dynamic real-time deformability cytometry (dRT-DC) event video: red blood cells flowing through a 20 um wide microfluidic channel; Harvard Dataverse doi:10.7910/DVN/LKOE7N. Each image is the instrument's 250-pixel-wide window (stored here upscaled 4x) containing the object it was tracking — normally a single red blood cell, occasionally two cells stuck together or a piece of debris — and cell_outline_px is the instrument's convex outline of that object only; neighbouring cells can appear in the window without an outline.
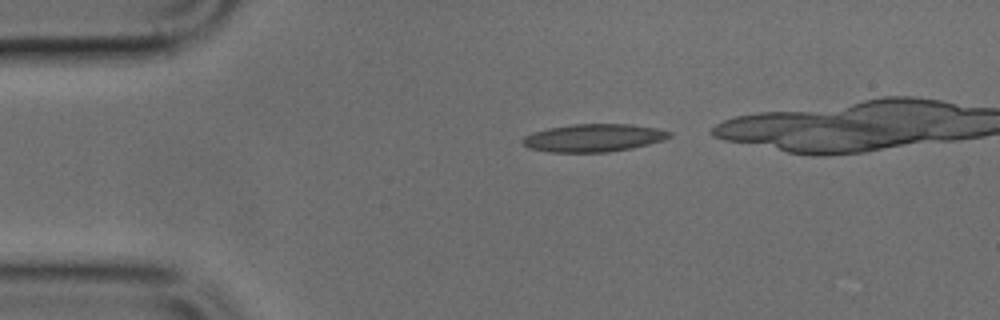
{"species": "common noctule bat (a hibernating species)", "species_latin": "Nyctalus noctula", "temperature_condition": "cold", "stored_images_in_passage": 4, "camera_frame_rate_fps": 3000, "um_per_image_px": 0.085, "animal": {"sex": "male", "body_mass_g": 17.9, "forearm_length_mm": 54.2}, "frame": {"image": 1, "passage_image": 1, "time_ms": 0.0, "image_size_px": [1000, 320], "cell_outline_px": [[672, 136], [664, 140], [632, 148], [608, 152], [548, 152], [528, 148], [520, 140], [524, 136], [532, 132], [548, 128], [572, 124], [632, 124], [656, 128], [672, 132]], "centroid_in_image_um": [50.44, 11.72], "position_along_channel_um": 34.6, "area_um2": 23.93}}